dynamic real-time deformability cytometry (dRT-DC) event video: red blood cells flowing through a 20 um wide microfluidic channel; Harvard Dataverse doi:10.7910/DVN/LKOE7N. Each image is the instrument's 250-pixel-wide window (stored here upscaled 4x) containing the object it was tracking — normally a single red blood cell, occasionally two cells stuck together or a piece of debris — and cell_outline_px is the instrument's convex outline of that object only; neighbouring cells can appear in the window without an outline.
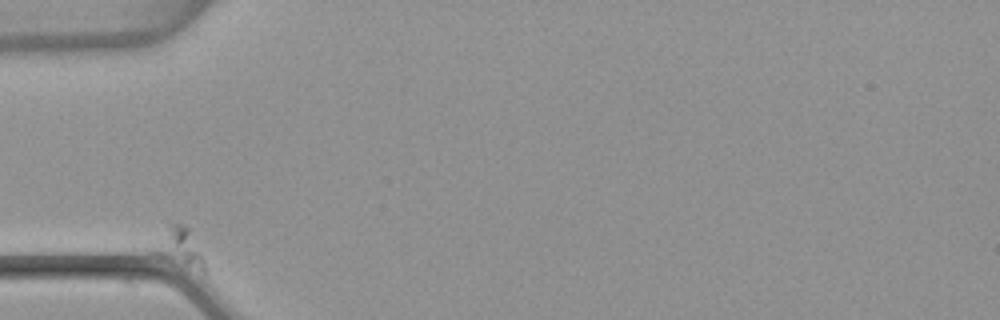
{"species": "common noctule bat (a hibernating species)", "species_latin": "Nyctalus noctula", "temperature_condition": "warm", "stored_images_in_passage": 40, "camera_frame_rate_fps": 3000, "um_per_image_px": 0.085, "animal": {"sex": "female", "body_mass_g": 22.7, "forearm_length_mm": 54.2}, "frame": {"image": 1, "passage_image": 1, "time_ms": 0.0, "image_size_px": [1000, 320], "cell_outline_px": [[204, 272], [156, 256], [148, 252], [168, 228], [172, 224], [184, 224], [188, 228], [204, 260]], "centroid_in_image_um": [15.21, 21.05], "position_along_channel_um": 69.8, "area_um2": 10.87}}